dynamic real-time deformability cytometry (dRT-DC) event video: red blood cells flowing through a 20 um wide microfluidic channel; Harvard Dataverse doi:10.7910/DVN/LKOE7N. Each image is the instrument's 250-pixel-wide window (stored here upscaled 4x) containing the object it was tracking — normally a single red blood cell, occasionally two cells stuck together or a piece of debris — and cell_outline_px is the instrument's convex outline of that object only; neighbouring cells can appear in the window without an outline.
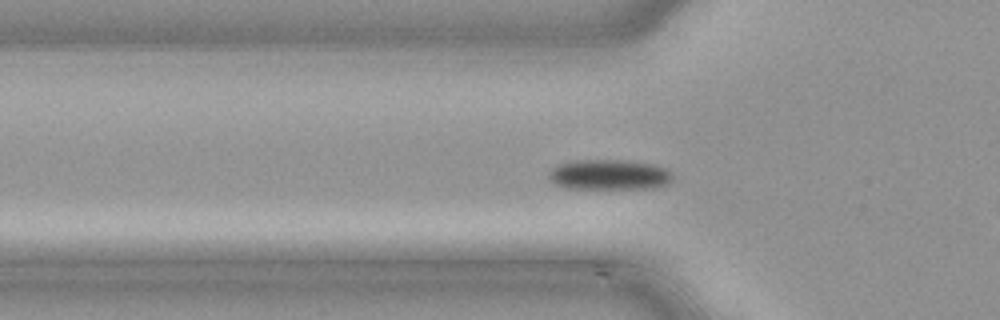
{"species": "common noctule bat (a hibernating species)", "species_latin": "Nyctalus noctula", "temperature_condition": "cold", "stored_images_in_passage": 32, "camera_frame_rate_fps": 3000, "um_per_image_px": 0.085, "animal": {"sex": "male", "body_mass_g": 21.5, "forearm_length_mm": 52.0}, "frame": {"image": 1, "passage_image": 5, "time_ms": 1.333, "image_size_px": [1000, 320], "cell_outline_px": [[672, 180], [668, 184], [656, 188], [568, 188], [556, 184], [548, 176], [552, 168], [560, 164], [576, 160], [628, 160], [656, 164], [672, 172]], "centroid_in_image_um": [51.85, 14.84], "position_along_channel_um": 73.9, "area_um2": 21.85}}
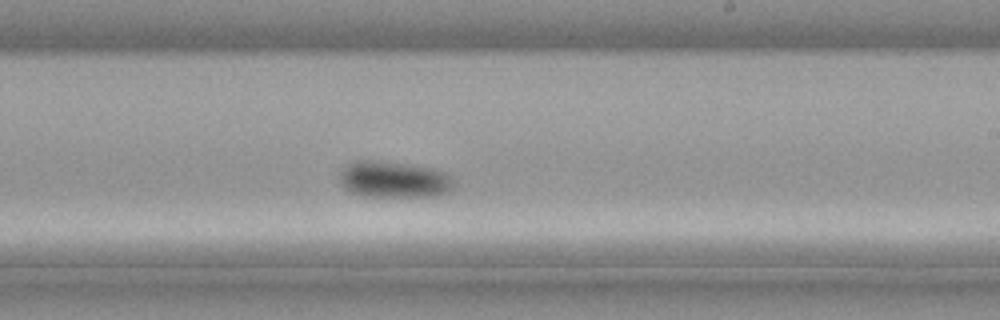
{"frame": {"image": 2, "passage_image": 18, "time_ms": 5.667, "image_size_px": [1000, 320], "cell_outline_px": [[456, 184], [448, 192], [432, 196], [364, 196], [352, 192], [344, 188], [340, 184], [340, 172], [348, 164], [356, 160], [380, 160], [432, 168], [444, 172]], "centroid_in_image_um": [33.46, 15.25], "position_along_channel_um": 255.5, "area_um2": 24.16}}
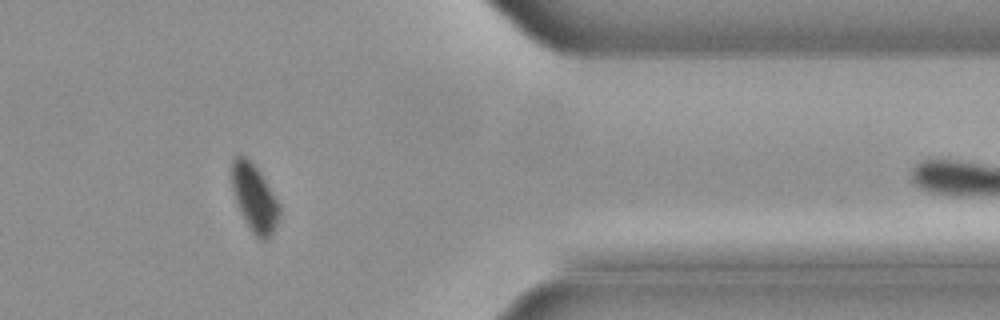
{"frame": {"image": 3, "passage_image": 29, "time_ms": 9.333, "image_size_px": [1000, 320], "cell_outline_px": [[280, 220], [268, 240], [260, 240], [252, 232], [236, 200], [232, 188], [232, 160], [236, 156], [244, 156], [260, 172], [280, 204]], "centroid_in_image_um": [21.67, 16.86], "position_along_channel_um": 389.7, "area_um2": 18.32}}